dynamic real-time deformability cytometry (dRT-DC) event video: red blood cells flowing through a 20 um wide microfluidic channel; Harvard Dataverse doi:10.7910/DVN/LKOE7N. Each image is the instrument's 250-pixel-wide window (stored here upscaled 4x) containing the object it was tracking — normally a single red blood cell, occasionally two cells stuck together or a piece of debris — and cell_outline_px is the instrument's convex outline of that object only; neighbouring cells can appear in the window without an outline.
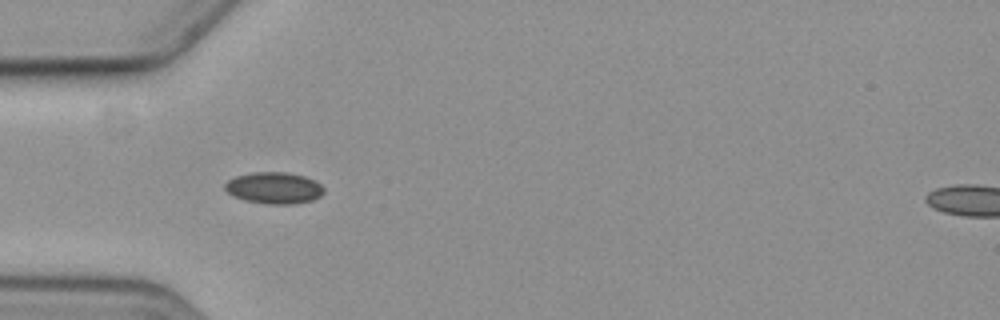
{"species": "common noctule bat (a hibernating species)", "species_latin": "Nyctalus noctula", "temperature_condition": "cold", "stored_images_in_passage": 14, "camera_frame_rate_fps": 3000, "um_per_image_px": 0.085, "animal": {"sex": "female", "body_mass_g": 19.3, "forearm_length_mm": 54.1}, "frame": {"image": 1, "passage_image": 4, "time_ms": 5.0, "image_size_px": [1000, 320], "cell_outline_px": [[324, 192], [320, 196], [312, 200], [292, 204], [264, 204], [244, 200], [232, 196], [224, 188], [224, 184], [228, 180], [236, 176], [252, 172], [288, 172], [304, 176], [320, 184], [324, 188]], "centroid_in_image_um": [23.27, 15.98], "position_along_channel_um": 61.7, "area_um2": 18.26}}
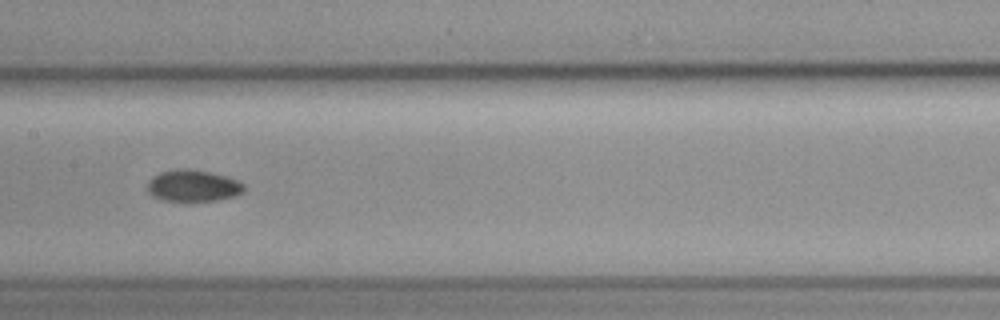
{"frame": {"image": 2, "passage_image": 7, "time_ms": 8.667, "image_size_px": [1000, 320], "cell_outline_px": [[244, 192], [236, 196], [216, 200], [160, 200], [152, 196], [148, 192], [148, 180], [152, 176], [160, 172], [176, 168], [188, 168], [212, 172], [228, 176], [244, 184]], "centroid_in_image_um": [16.4, 15.76], "position_along_channel_um": 191.0, "area_um2": 17.98}}
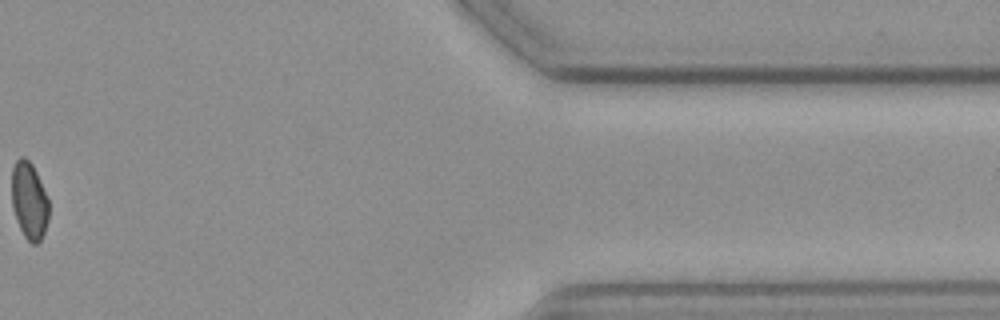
{"frame": {"image": 3, "passage_image": 13, "time_ms": 16.333, "image_size_px": [1000, 320], "cell_outline_px": [[48, 220], [44, 232], [40, 240], [36, 244], [32, 244], [24, 236], [16, 220], [12, 208], [12, 168], [16, 160], [20, 156], [24, 156], [32, 164], [36, 172], [48, 200]], "centroid_in_image_um": [2.46, 17.05], "position_along_channel_um": 408.9, "area_um2": 16.59}}